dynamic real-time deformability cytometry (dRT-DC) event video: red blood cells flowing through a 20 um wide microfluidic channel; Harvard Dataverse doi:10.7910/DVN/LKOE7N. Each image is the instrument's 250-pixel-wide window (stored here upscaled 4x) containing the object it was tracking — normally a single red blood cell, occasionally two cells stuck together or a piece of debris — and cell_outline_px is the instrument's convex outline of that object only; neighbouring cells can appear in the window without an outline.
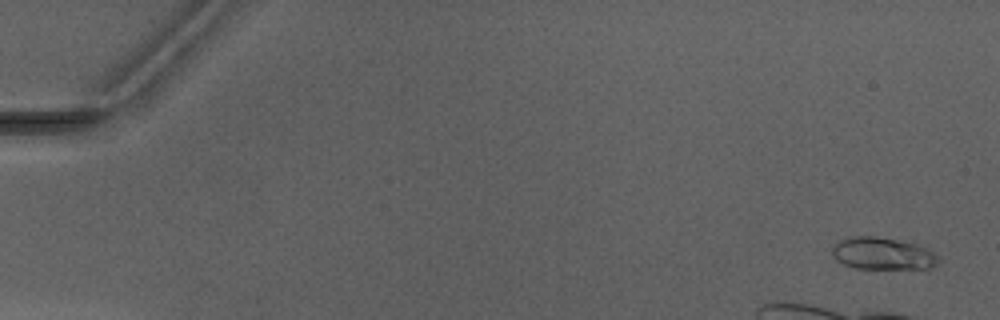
{"species": "Egyptian fruit bat (a non-hibernating species)", "species_latin": "Rousettus aegyptiacus", "temperature_condition": "warm", "stored_images_in_passage": 6, "camera_frame_rate_fps": 3000, "um_per_image_px": 0.085, "animal": {"sex": "male"}, "frame": {"image": 1, "passage_image": 1, "time_ms": 0.0, "image_size_px": [1000, 320], "cell_outline_px": [[940, 260], [936, 264], [928, 268], [856, 268], [844, 264], [836, 260], [832, 256], [832, 248], [840, 240], [848, 236], [876, 236], [916, 244], [928, 248]], "centroid_in_image_um": [74.99, 21.54], "position_along_channel_um": 10.0, "area_um2": 19.71}}